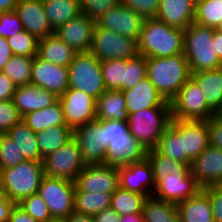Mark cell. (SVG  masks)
Instances as JSON below:
<instances>
[{"label":"cell","mask_w":222,"mask_h":222,"mask_svg":"<svg viewBox=\"0 0 222 222\" xmlns=\"http://www.w3.org/2000/svg\"><path fill=\"white\" fill-rule=\"evenodd\" d=\"M138 54L166 58L184 52V30L156 18L145 19L137 40Z\"/></svg>","instance_id":"cell-1"},{"label":"cell","mask_w":222,"mask_h":222,"mask_svg":"<svg viewBox=\"0 0 222 222\" xmlns=\"http://www.w3.org/2000/svg\"><path fill=\"white\" fill-rule=\"evenodd\" d=\"M146 61L147 77L167 101H171L191 77L184 53L166 58L148 57Z\"/></svg>","instance_id":"cell-2"},{"label":"cell","mask_w":222,"mask_h":222,"mask_svg":"<svg viewBox=\"0 0 222 222\" xmlns=\"http://www.w3.org/2000/svg\"><path fill=\"white\" fill-rule=\"evenodd\" d=\"M215 28L192 23L184 30V56L190 73L222 68L213 44Z\"/></svg>","instance_id":"cell-3"},{"label":"cell","mask_w":222,"mask_h":222,"mask_svg":"<svg viewBox=\"0 0 222 222\" xmlns=\"http://www.w3.org/2000/svg\"><path fill=\"white\" fill-rule=\"evenodd\" d=\"M44 176L43 163L25 161L14 167L0 170V187L15 204L38 192Z\"/></svg>","instance_id":"cell-4"},{"label":"cell","mask_w":222,"mask_h":222,"mask_svg":"<svg viewBox=\"0 0 222 222\" xmlns=\"http://www.w3.org/2000/svg\"><path fill=\"white\" fill-rule=\"evenodd\" d=\"M172 120L171 107H149L128 115L131 135L147 150L154 149Z\"/></svg>","instance_id":"cell-5"},{"label":"cell","mask_w":222,"mask_h":222,"mask_svg":"<svg viewBox=\"0 0 222 222\" xmlns=\"http://www.w3.org/2000/svg\"><path fill=\"white\" fill-rule=\"evenodd\" d=\"M69 88L83 91L95 99L99 98L106 87L101 72L100 61L89 51L75 53L68 66Z\"/></svg>","instance_id":"cell-6"},{"label":"cell","mask_w":222,"mask_h":222,"mask_svg":"<svg viewBox=\"0 0 222 222\" xmlns=\"http://www.w3.org/2000/svg\"><path fill=\"white\" fill-rule=\"evenodd\" d=\"M53 219L64 220L74 212L75 183L44 175L37 192Z\"/></svg>","instance_id":"cell-7"},{"label":"cell","mask_w":222,"mask_h":222,"mask_svg":"<svg viewBox=\"0 0 222 222\" xmlns=\"http://www.w3.org/2000/svg\"><path fill=\"white\" fill-rule=\"evenodd\" d=\"M90 52L99 61L127 60L138 55L137 41L95 24Z\"/></svg>","instance_id":"cell-8"},{"label":"cell","mask_w":222,"mask_h":222,"mask_svg":"<svg viewBox=\"0 0 222 222\" xmlns=\"http://www.w3.org/2000/svg\"><path fill=\"white\" fill-rule=\"evenodd\" d=\"M172 119L209 120L216 115L206 104L202 90L190 77L170 101Z\"/></svg>","instance_id":"cell-9"},{"label":"cell","mask_w":222,"mask_h":222,"mask_svg":"<svg viewBox=\"0 0 222 222\" xmlns=\"http://www.w3.org/2000/svg\"><path fill=\"white\" fill-rule=\"evenodd\" d=\"M42 163L44 175L73 182L86 165L74 138L43 158Z\"/></svg>","instance_id":"cell-10"},{"label":"cell","mask_w":222,"mask_h":222,"mask_svg":"<svg viewBox=\"0 0 222 222\" xmlns=\"http://www.w3.org/2000/svg\"><path fill=\"white\" fill-rule=\"evenodd\" d=\"M73 138L80 148L82 161L86 165L104 164L107 143L104 136V120L96 119L73 129Z\"/></svg>","instance_id":"cell-11"},{"label":"cell","mask_w":222,"mask_h":222,"mask_svg":"<svg viewBox=\"0 0 222 222\" xmlns=\"http://www.w3.org/2000/svg\"><path fill=\"white\" fill-rule=\"evenodd\" d=\"M66 125L75 129L96 120V99L83 91L68 88L60 97Z\"/></svg>","instance_id":"cell-12"},{"label":"cell","mask_w":222,"mask_h":222,"mask_svg":"<svg viewBox=\"0 0 222 222\" xmlns=\"http://www.w3.org/2000/svg\"><path fill=\"white\" fill-rule=\"evenodd\" d=\"M74 183L79 191L112 194L119 187L118 167L104 164L85 165Z\"/></svg>","instance_id":"cell-13"},{"label":"cell","mask_w":222,"mask_h":222,"mask_svg":"<svg viewBox=\"0 0 222 222\" xmlns=\"http://www.w3.org/2000/svg\"><path fill=\"white\" fill-rule=\"evenodd\" d=\"M200 189L190 169L186 167L181 173L165 175L160 179L153 196L176 205L194 196Z\"/></svg>","instance_id":"cell-14"},{"label":"cell","mask_w":222,"mask_h":222,"mask_svg":"<svg viewBox=\"0 0 222 222\" xmlns=\"http://www.w3.org/2000/svg\"><path fill=\"white\" fill-rule=\"evenodd\" d=\"M144 21L143 16L120 3L96 20V24L137 41Z\"/></svg>","instance_id":"cell-15"},{"label":"cell","mask_w":222,"mask_h":222,"mask_svg":"<svg viewBox=\"0 0 222 222\" xmlns=\"http://www.w3.org/2000/svg\"><path fill=\"white\" fill-rule=\"evenodd\" d=\"M30 84L60 97L69 88L68 68L44 61L36 55L32 63Z\"/></svg>","instance_id":"cell-16"},{"label":"cell","mask_w":222,"mask_h":222,"mask_svg":"<svg viewBox=\"0 0 222 222\" xmlns=\"http://www.w3.org/2000/svg\"><path fill=\"white\" fill-rule=\"evenodd\" d=\"M118 173L121 188L146 197L152 196L155 192L156 183L153 179L151 164L147 158L139 162L119 166Z\"/></svg>","instance_id":"cell-17"},{"label":"cell","mask_w":222,"mask_h":222,"mask_svg":"<svg viewBox=\"0 0 222 222\" xmlns=\"http://www.w3.org/2000/svg\"><path fill=\"white\" fill-rule=\"evenodd\" d=\"M189 169L200 188L222 184V150L209 145Z\"/></svg>","instance_id":"cell-18"},{"label":"cell","mask_w":222,"mask_h":222,"mask_svg":"<svg viewBox=\"0 0 222 222\" xmlns=\"http://www.w3.org/2000/svg\"><path fill=\"white\" fill-rule=\"evenodd\" d=\"M14 11L22 23L23 30L37 40L54 33L44 11L42 0H18Z\"/></svg>","instance_id":"cell-19"},{"label":"cell","mask_w":222,"mask_h":222,"mask_svg":"<svg viewBox=\"0 0 222 222\" xmlns=\"http://www.w3.org/2000/svg\"><path fill=\"white\" fill-rule=\"evenodd\" d=\"M95 24L96 21L84 14H79L54 30V34L68 44L75 53L89 52Z\"/></svg>","instance_id":"cell-20"},{"label":"cell","mask_w":222,"mask_h":222,"mask_svg":"<svg viewBox=\"0 0 222 222\" xmlns=\"http://www.w3.org/2000/svg\"><path fill=\"white\" fill-rule=\"evenodd\" d=\"M104 165L122 166L146 159L147 149L129 132L126 137L114 138L107 145Z\"/></svg>","instance_id":"cell-21"},{"label":"cell","mask_w":222,"mask_h":222,"mask_svg":"<svg viewBox=\"0 0 222 222\" xmlns=\"http://www.w3.org/2000/svg\"><path fill=\"white\" fill-rule=\"evenodd\" d=\"M126 100L127 115L149 107H170V101L165 100L146 76L133 88L122 90Z\"/></svg>","instance_id":"cell-22"},{"label":"cell","mask_w":222,"mask_h":222,"mask_svg":"<svg viewBox=\"0 0 222 222\" xmlns=\"http://www.w3.org/2000/svg\"><path fill=\"white\" fill-rule=\"evenodd\" d=\"M195 11L196 0H160L156 19L185 30L194 22Z\"/></svg>","instance_id":"cell-23"},{"label":"cell","mask_w":222,"mask_h":222,"mask_svg":"<svg viewBox=\"0 0 222 222\" xmlns=\"http://www.w3.org/2000/svg\"><path fill=\"white\" fill-rule=\"evenodd\" d=\"M12 100L20 115L24 116L26 113L52 106L59 97L46 89L28 84L17 87Z\"/></svg>","instance_id":"cell-24"},{"label":"cell","mask_w":222,"mask_h":222,"mask_svg":"<svg viewBox=\"0 0 222 222\" xmlns=\"http://www.w3.org/2000/svg\"><path fill=\"white\" fill-rule=\"evenodd\" d=\"M183 153L193 161L209 146L207 121L181 120Z\"/></svg>","instance_id":"cell-25"},{"label":"cell","mask_w":222,"mask_h":222,"mask_svg":"<svg viewBox=\"0 0 222 222\" xmlns=\"http://www.w3.org/2000/svg\"><path fill=\"white\" fill-rule=\"evenodd\" d=\"M200 87L207 106L217 114L222 108V68L191 73Z\"/></svg>","instance_id":"cell-26"},{"label":"cell","mask_w":222,"mask_h":222,"mask_svg":"<svg viewBox=\"0 0 222 222\" xmlns=\"http://www.w3.org/2000/svg\"><path fill=\"white\" fill-rule=\"evenodd\" d=\"M74 55L75 51L54 33L38 40L37 56L44 61L68 68Z\"/></svg>","instance_id":"cell-27"},{"label":"cell","mask_w":222,"mask_h":222,"mask_svg":"<svg viewBox=\"0 0 222 222\" xmlns=\"http://www.w3.org/2000/svg\"><path fill=\"white\" fill-rule=\"evenodd\" d=\"M182 222H215L208 196L200 189L194 196L176 204Z\"/></svg>","instance_id":"cell-28"},{"label":"cell","mask_w":222,"mask_h":222,"mask_svg":"<svg viewBox=\"0 0 222 222\" xmlns=\"http://www.w3.org/2000/svg\"><path fill=\"white\" fill-rule=\"evenodd\" d=\"M155 149L175 161L183 163L187 168L191 165V160L183 153L181 139V120L172 119L162 137L159 139Z\"/></svg>","instance_id":"cell-29"},{"label":"cell","mask_w":222,"mask_h":222,"mask_svg":"<svg viewBox=\"0 0 222 222\" xmlns=\"http://www.w3.org/2000/svg\"><path fill=\"white\" fill-rule=\"evenodd\" d=\"M96 119L127 121L126 100L120 90H106L96 99Z\"/></svg>","instance_id":"cell-30"},{"label":"cell","mask_w":222,"mask_h":222,"mask_svg":"<svg viewBox=\"0 0 222 222\" xmlns=\"http://www.w3.org/2000/svg\"><path fill=\"white\" fill-rule=\"evenodd\" d=\"M22 121L36 133L52 126H67L59 100L50 107L26 113L22 116Z\"/></svg>","instance_id":"cell-31"},{"label":"cell","mask_w":222,"mask_h":222,"mask_svg":"<svg viewBox=\"0 0 222 222\" xmlns=\"http://www.w3.org/2000/svg\"><path fill=\"white\" fill-rule=\"evenodd\" d=\"M6 135L16 143L26 161L43 162L38 148L36 132L31 130L22 120L12 127Z\"/></svg>","instance_id":"cell-32"},{"label":"cell","mask_w":222,"mask_h":222,"mask_svg":"<svg viewBox=\"0 0 222 222\" xmlns=\"http://www.w3.org/2000/svg\"><path fill=\"white\" fill-rule=\"evenodd\" d=\"M42 3L53 30L81 14L79 0H42Z\"/></svg>","instance_id":"cell-33"},{"label":"cell","mask_w":222,"mask_h":222,"mask_svg":"<svg viewBox=\"0 0 222 222\" xmlns=\"http://www.w3.org/2000/svg\"><path fill=\"white\" fill-rule=\"evenodd\" d=\"M36 138L40 155L45 158L73 138V129L69 126H52L37 132Z\"/></svg>","instance_id":"cell-34"},{"label":"cell","mask_w":222,"mask_h":222,"mask_svg":"<svg viewBox=\"0 0 222 222\" xmlns=\"http://www.w3.org/2000/svg\"><path fill=\"white\" fill-rule=\"evenodd\" d=\"M142 214L144 222H182L175 204L153 195L144 201Z\"/></svg>","instance_id":"cell-35"},{"label":"cell","mask_w":222,"mask_h":222,"mask_svg":"<svg viewBox=\"0 0 222 222\" xmlns=\"http://www.w3.org/2000/svg\"><path fill=\"white\" fill-rule=\"evenodd\" d=\"M112 194L104 192H83L75 187L74 210L77 213L94 216L110 208Z\"/></svg>","instance_id":"cell-36"},{"label":"cell","mask_w":222,"mask_h":222,"mask_svg":"<svg viewBox=\"0 0 222 222\" xmlns=\"http://www.w3.org/2000/svg\"><path fill=\"white\" fill-rule=\"evenodd\" d=\"M145 195L128 191L120 186L112 193L111 208L119 215L142 213Z\"/></svg>","instance_id":"cell-37"},{"label":"cell","mask_w":222,"mask_h":222,"mask_svg":"<svg viewBox=\"0 0 222 222\" xmlns=\"http://www.w3.org/2000/svg\"><path fill=\"white\" fill-rule=\"evenodd\" d=\"M34 57L12 55L2 69L16 87L28 85L31 80V68Z\"/></svg>","instance_id":"cell-38"},{"label":"cell","mask_w":222,"mask_h":222,"mask_svg":"<svg viewBox=\"0 0 222 222\" xmlns=\"http://www.w3.org/2000/svg\"><path fill=\"white\" fill-rule=\"evenodd\" d=\"M194 23L218 29L222 25V0H196Z\"/></svg>","instance_id":"cell-39"},{"label":"cell","mask_w":222,"mask_h":222,"mask_svg":"<svg viewBox=\"0 0 222 222\" xmlns=\"http://www.w3.org/2000/svg\"><path fill=\"white\" fill-rule=\"evenodd\" d=\"M146 158L151 164L155 183L165 175L181 173L186 168L183 163L160 154L155 148L147 151Z\"/></svg>","instance_id":"cell-40"},{"label":"cell","mask_w":222,"mask_h":222,"mask_svg":"<svg viewBox=\"0 0 222 222\" xmlns=\"http://www.w3.org/2000/svg\"><path fill=\"white\" fill-rule=\"evenodd\" d=\"M101 72L107 90H124V69L126 60L111 59L100 61Z\"/></svg>","instance_id":"cell-41"},{"label":"cell","mask_w":222,"mask_h":222,"mask_svg":"<svg viewBox=\"0 0 222 222\" xmlns=\"http://www.w3.org/2000/svg\"><path fill=\"white\" fill-rule=\"evenodd\" d=\"M16 143L6 134H0V170L25 162Z\"/></svg>","instance_id":"cell-42"},{"label":"cell","mask_w":222,"mask_h":222,"mask_svg":"<svg viewBox=\"0 0 222 222\" xmlns=\"http://www.w3.org/2000/svg\"><path fill=\"white\" fill-rule=\"evenodd\" d=\"M17 205L37 222H50L54 220L48 206L38 193L25 197Z\"/></svg>","instance_id":"cell-43"},{"label":"cell","mask_w":222,"mask_h":222,"mask_svg":"<svg viewBox=\"0 0 222 222\" xmlns=\"http://www.w3.org/2000/svg\"><path fill=\"white\" fill-rule=\"evenodd\" d=\"M147 76V61L143 55L126 60L124 69V90L133 88L140 80Z\"/></svg>","instance_id":"cell-44"},{"label":"cell","mask_w":222,"mask_h":222,"mask_svg":"<svg viewBox=\"0 0 222 222\" xmlns=\"http://www.w3.org/2000/svg\"><path fill=\"white\" fill-rule=\"evenodd\" d=\"M7 40L13 55L32 57L37 55L38 40L27 31L23 30Z\"/></svg>","instance_id":"cell-45"},{"label":"cell","mask_w":222,"mask_h":222,"mask_svg":"<svg viewBox=\"0 0 222 222\" xmlns=\"http://www.w3.org/2000/svg\"><path fill=\"white\" fill-rule=\"evenodd\" d=\"M121 3V0H79L80 12L96 21Z\"/></svg>","instance_id":"cell-46"},{"label":"cell","mask_w":222,"mask_h":222,"mask_svg":"<svg viewBox=\"0 0 222 222\" xmlns=\"http://www.w3.org/2000/svg\"><path fill=\"white\" fill-rule=\"evenodd\" d=\"M22 120L13 100L0 101V134H6Z\"/></svg>","instance_id":"cell-47"},{"label":"cell","mask_w":222,"mask_h":222,"mask_svg":"<svg viewBox=\"0 0 222 222\" xmlns=\"http://www.w3.org/2000/svg\"><path fill=\"white\" fill-rule=\"evenodd\" d=\"M23 31V26L14 10L0 13V36L11 38Z\"/></svg>","instance_id":"cell-48"},{"label":"cell","mask_w":222,"mask_h":222,"mask_svg":"<svg viewBox=\"0 0 222 222\" xmlns=\"http://www.w3.org/2000/svg\"><path fill=\"white\" fill-rule=\"evenodd\" d=\"M121 3L147 19L156 18L160 0H121Z\"/></svg>","instance_id":"cell-49"},{"label":"cell","mask_w":222,"mask_h":222,"mask_svg":"<svg viewBox=\"0 0 222 222\" xmlns=\"http://www.w3.org/2000/svg\"><path fill=\"white\" fill-rule=\"evenodd\" d=\"M201 190L208 196L215 222H222V184L211 185Z\"/></svg>","instance_id":"cell-50"},{"label":"cell","mask_w":222,"mask_h":222,"mask_svg":"<svg viewBox=\"0 0 222 222\" xmlns=\"http://www.w3.org/2000/svg\"><path fill=\"white\" fill-rule=\"evenodd\" d=\"M129 132L127 121L104 120V136L107 144L114 138L126 137Z\"/></svg>","instance_id":"cell-51"},{"label":"cell","mask_w":222,"mask_h":222,"mask_svg":"<svg viewBox=\"0 0 222 222\" xmlns=\"http://www.w3.org/2000/svg\"><path fill=\"white\" fill-rule=\"evenodd\" d=\"M209 145L222 150V119L217 115L207 120Z\"/></svg>","instance_id":"cell-52"},{"label":"cell","mask_w":222,"mask_h":222,"mask_svg":"<svg viewBox=\"0 0 222 222\" xmlns=\"http://www.w3.org/2000/svg\"><path fill=\"white\" fill-rule=\"evenodd\" d=\"M16 88L11 79L0 71V101L12 100Z\"/></svg>","instance_id":"cell-53"},{"label":"cell","mask_w":222,"mask_h":222,"mask_svg":"<svg viewBox=\"0 0 222 222\" xmlns=\"http://www.w3.org/2000/svg\"><path fill=\"white\" fill-rule=\"evenodd\" d=\"M14 205L15 203L0 190V222H8L11 209Z\"/></svg>","instance_id":"cell-54"},{"label":"cell","mask_w":222,"mask_h":222,"mask_svg":"<svg viewBox=\"0 0 222 222\" xmlns=\"http://www.w3.org/2000/svg\"><path fill=\"white\" fill-rule=\"evenodd\" d=\"M8 222H37L17 204L11 209Z\"/></svg>","instance_id":"cell-55"},{"label":"cell","mask_w":222,"mask_h":222,"mask_svg":"<svg viewBox=\"0 0 222 222\" xmlns=\"http://www.w3.org/2000/svg\"><path fill=\"white\" fill-rule=\"evenodd\" d=\"M120 215L111 207L93 216L94 222H119Z\"/></svg>","instance_id":"cell-56"},{"label":"cell","mask_w":222,"mask_h":222,"mask_svg":"<svg viewBox=\"0 0 222 222\" xmlns=\"http://www.w3.org/2000/svg\"><path fill=\"white\" fill-rule=\"evenodd\" d=\"M12 55L13 52L8 44L7 38L0 36V71H2Z\"/></svg>","instance_id":"cell-57"},{"label":"cell","mask_w":222,"mask_h":222,"mask_svg":"<svg viewBox=\"0 0 222 222\" xmlns=\"http://www.w3.org/2000/svg\"><path fill=\"white\" fill-rule=\"evenodd\" d=\"M64 222H94V221H93V216L77 213L74 211L67 218L64 219Z\"/></svg>","instance_id":"cell-58"},{"label":"cell","mask_w":222,"mask_h":222,"mask_svg":"<svg viewBox=\"0 0 222 222\" xmlns=\"http://www.w3.org/2000/svg\"><path fill=\"white\" fill-rule=\"evenodd\" d=\"M213 44L215 46V52L222 62V32L219 29H215Z\"/></svg>","instance_id":"cell-59"},{"label":"cell","mask_w":222,"mask_h":222,"mask_svg":"<svg viewBox=\"0 0 222 222\" xmlns=\"http://www.w3.org/2000/svg\"><path fill=\"white\" fill-rule=\"evenodd\" d=\"M119 222H144L142 213H132L130 215H120Z\"/></svg>","instance_id":"cell-60"},{"label":"cell","mask_w":222,"mask_h":222,"mask_svg":"<svg viewBox=\"0 0 222 222\" xmlns=\"http://www.w3.org/2000/svg\"><path fill=\"white\" fill-rule=\"evenodd\" d=\"M18 0H0V13L15 10Z\"/></svg>","instance_id":"cell-61"},{"label":"cell","mask_w":222,"mask_h":222,"mask_svg":"<svg viewBox=\"0 0 222 222\" xmlns=\"http://www.w3.org/2000/svg\"><path fill=\"white\" fill-rule=\"evenodd\" d=\"M216 115L222 119V108Z\"/></svg>","instance_id":"cell-62"},{"label":"cell","mask_w":222,"mask_h":222,"mask_svg":"<svg viewBox=\"0 0 222 222\" xmlns=\"http://www.w3.org/2000/svg\"><path fill=\"white\" fill-rule=\"evenodd\" d=\"M50 222H64V220H57V219H54V220H52V221H50Z\"/></svg>","instance_id":"cell-63"},{"label":"cell","mask_w":222,"mask_h":222,"mask_svg":"<svg viewBox=\"0 0 222 222\" xmlns=\"http://www.w3.org/2000/svg\"><path fill=\"white\" fill-rule=\"evenodd\" d=\"M218 29L222 32V25Z\"/></svg>","instance_id":"cell-64"}]
</instances>
